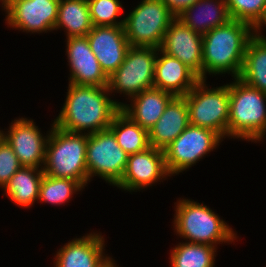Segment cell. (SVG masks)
Segmentation results:
<instances>
[{"label":"cell","instance_id":"obj_1","mask_svg":"<svg viewBox=\"0 0 266 267\" xmlns=\"http://www.w3.org/2000/svg\"><path fill=\"white\" fill-rule=\"evenodd\" d=\"M111 96L108 87L68 83L65 102L53 123L73 133L92 134L109 129L123 105Z\"/></svg>","mask_w":266,"mask_h":267},{"label":"cell","instance_id":"obj_2","mask_svg":"<svg viewBox=\"0 0 266 267\" xmlns=\"http://www.w3.org/2000/svg\"><path fill=\"white\" fill-rule=\"evenodd\" d=\"M254 36V29L246 22L231 19L203 35L202 80L206 75L230 74L240 76L246 47ZM217 74V75H216Z\"/></svg>","mask_w":266,"mask_h":267},{"label":"cell","instance_id":"obj_3","mask_svg":"<svg viewBox=\"0 0 266 267\" xmlns=\"http://www.w3.org/2000/svg\"><path fill=\"white\" fill-rule=\"evenodd\" d=\"M174 207L173 230L186 242L217 247L238 239L233 228L204 203L183 197Z\"/></svg>","mask_w":266,"mask_h":267},{"label":"cell","instance_id":"obj_4","mask_svg":"<svg viewBox=\"0 0 266 267\" xmlns=\"http://www.w3.org/2000/svg\"><path fill=\"white\" fill-rule=\"evenodd\" d=\"M229 82L228 138L257 143L266 134V93L239 78Z\"/></svg>","mask_w":266,"mask_h":267},{"label":"cell","instance_id":"obj_5","mask_svg":"<svg viewBox=\"0 0 266 267\" xmlns=\"http://www.w3.org/2000/svg\"><path fill=\"white\" fill-rule=\"evenodd\" d=\"M46 145L44 174L78 181L84 188L88 185L86 148L88 134L73 133L60 129L52 123Z\"/></svg>","mask_w":266,"mask_h":267},{"label":"cell","instance_id":"obj_6","mask_svg":"<svg viewBox=\"0 0 266 267\" xmlns=\"http://www.w3.org/2000/svg\"><path fill=\"white\" fill-rule=\"evenodd\" d=\"M206 83L200 79L184 96L189 123L211 129L223 139L228 138L229 84L209 88Z\"/></svg>","mask_w":266,"mask_h":267},{"label":"cell","instance_id":"obj_7","mask_svg":"<svg viewBox=\"0 0 266 267\" xmlns=\"http://www.w3.org/2000/svg\"><path fill=\"white\" fill-rule=\"evenodd\" d=\"M124 17L130 46L160 48L165 32L176 16L162 0H141Z\"/></svg>","mask_w":266,"mask_h":267},{"label":"cell","instance_id":"obj_8","mask_svg":"<svg viewBox=\"0 0 266 267\" xmlns=\"http://www.w3.org/2000/svg\"><path fill=\"white\" fill-rule=\"evenodd\" d=\"M157 52L155 47L130 46L123 63L109 76L110 94L120 93L129 100L153 88Z\"/></svg>","mask_w":266,"mask_h":267},{"label":"cell","instance_id":"obj_9","mask_svg":"<svg viewBox=\"0 0 266 267\" xmlns=\"http://www.w3.org/2000/svg\"><path fill=\"white\" fill-rule=\"evenodd\" d=\"M223 138L215 131L188 125L185 130L171 142L164 152L166 167L171 176L178 175L196 165L218 148Z\"/></svg>","mask_w":266,"mask_h":267},{"label":"cell","instance_id":"obj_10","mask_svg":"<svg viewBox=\"0 0 266 267\" xmlns=\"http://www.w3.org/2000/svg\"><path fill=\"white\" fill-rule=\"evenodd\" d=\"M128 154L119 146L110 129L88 134L86 167L88 182L97 176L116 186L123 178Z\"/></svg>","mask_w":266,"mask_h":267},{"label":"cell","instance_id":"obj_11","mask_svg":"<svg viewBox=\"0 0 266 267\" xmlns=\"http://www.w3.org/2000/svg\"><path fill=\"white\" fill-rule=\"evenodd\" d=\"M60 0L0 1L8 27L26 33L53 32Z\"/></svg>","mask_w":266,"mask_h":267},{"label":"cell","instance_id":"obj_12","mask_svg":"<svg viewBox=\"0 0 266 267\" xmlns=\"http://www.w3.org/2000/svg\"><path fill=\"white\" fill-rule=\"evenodd\" d=\"M3 131V138L14 150L22 167L41 168L45 162L46 145L50 130L45 134L32 118H16Z\"/></svg>","mask_w":266,"mask_h":267},{"label":"cell","instance_id":"obj_13","mask_svg":"<svg viewBox=\"0 0 266 267\" xmlns=\"http://www.w3.org/2000/svg\"><path fill=\"white\" fill-rule=\"evenodd\" d=\"M172 177L167 170L163 150L152 146L144 151L128 155L123 178L115 186L118 189L137 192Z\"/></svg>","mask_w":266,"mask_h":267},{"label":"cell","instance_id":"obj_14","mask_svg":"<svg viewBox=\"0 0 266 267\" xmlns=\"http://www.w3.org/2000/svg\"><path fill=\"white\" fill-rule=\"evenodd\" d=\"M66 40V56L70 68L69 83L108 87L109 77L101 69L87 36H73Z\"/></svg>","mask_w":266,"mask_h":267},{"label":"cell","instance_id":"obj_15","mask_svg":"<svg viewBox=\"0 0 266 267\" xmlns=\"http://www.w3.org/2000/svg\"><path fill=\"white\" fill-rule=\"evenodd\" d=\"M203 36L175 18L166 30L160 50L179 59L202 80Z\"/></svg>","mask_w":266,"mask_h":267},{"label":"cell","instance_id":"obj_16","mask_svg":"<svg viewBox=\"0 0 266 267\" xmlns=\"http://www.w3.org/2000/svg\"><path fill=\"white\" fill-rule=\"evenodd\" d=\"M86 36L101 69L109 77L123 63L130 47L124 26H93Z\"/></svg>","mask_w":266,"mask_h":267},{"label":"cell","instance_id":"obj_17","mask_svg":"<svg viewBox=\"0 0 266 267\" xmlns=\"http://www.w3.org/2000/svg\"><path fill=\"white\" fill-rule=\"evenodd\" d=\"M105 237L100 232H89L74 238L57 250L54 267H98L108 257Z\"/></svg>","mask_w":266,"mask_h":267},{"label":"cell","instance_id":"obj_18","mask_svg":"<svg viewBox=\"0 0 266 267\" xmlns=\"http://www.w3.org/2000/svg\"><path fill=\"white\" fill-rule=\"evenodd\" d=\"M199 80V77L179 59L158 49L154 88L169 92L174 96H185Z\"/></svg>","mask_w":266,"mask_h":267},{"label":"cell","instance_id":"obj_19","mask_svg":"<svg viewBox=\"0 0 266 267\" xmlns=\"http://www.w3.org/2000/svg\"><path fill=\"white\" fill-rule=\"evenodd\" d=\"M188 107L184 96H175L162 116L148 131L150 146L165 150L189 125Z\"/></svg>","mask_w":266,"mask_h":267},{"label":"cell","instance_id":"obj_20","mask_svg":"<svg viewBox=\"0 0 266 267\" xmlns=\"http://www.w3.org/2000/svg\"><path fill=\"white\" fill-rule=\"evenodd\" d=\"M175 96L157 88H150L123 103L121 110L143 129L149 131L162 116L166 106Z\"/></svg>","mask_w":266,"mask_h":267},{"label":"cell","instance_id":"obj_21","mask_svg":"<svg viewBox=\"0 0 266 267\" xmlns=\"http://www.w3.org/2000/svg\"><path fill=\"white\" fill-rule=\"evenodd\" d=\"M176 18L202 36L231 20L225 0H198Z\"/></svg>","mask_w":266,"mask_h":267},{"label":"cell","instance_id":"obj_22","mask_svg":"<svg viewBox=\"0 0 266 267\" xmlns=\"http://www.w3.org/2000/svg\"><path fill=\"white\" fill-rule=\"evenodd\" d=\"M44 172L41 168L21 167L2 189L12 203L30 208L39 199Z\"/></svg>","mask_w":266,"mask_h":267},{"label":"cell","instance_id":"obj_23","mask_svg":"<svg viewBox=\"0 0 266 267\" xmlns=\"http://www.w3.org/2000/svg\"><path fill=\"white\" fill-rule=\"evenodd\" d=\"M251 87L266 93V36L254 35L248 42L238 77Z\"/></svg>","mask_w":266,"mask_h":267},{"label":"cell","instance_id":"obj_24","mask_svg":"<svg viewBox=\"0 0 266 267\" xmlns=\"http://www.w3.org/2000/svg\"><path fill=\"white\" fill-rule=\"evenodd\" d=\"M92 28L87 0H60L54 31L63 29L68 38L86 36Z\"/></svg>","mask_w":266,"mask_h":267},{"label":"cell","instance_id":"obj_25","mask_svg":"<svg viewBox=\"0 0 266 267\" xmlns=\"http://www.w3.org/2000/svg\"><path fill=\"white\" fill-rule=\"evenodd\" d=\"M109 129L119 146L128 154H135L150 147L148 131L133 121L121 109L114 115Z\"/></svg>","mask_w":266,"mask_h":267},{"label":"cell","instance_id":"obj_26","mask_svg":"<svg viewBox=\"0 0 266 267\" xmlns=\"http://www.w3.org/2000/svg\"><path fill=\"white\" fill-rule=\"evenodd\" d=\"M218 247L179 242L170 251V267H214Z\"/></svg>","mask_w":266,"mask_h":267},{"label":"cell","instance_id":"obj_27","mask_svg":"<svg viewBox=\"0 0 266 267\" xmlns=\"http://www.w3.org/2000/svg\"><path fill=\"white\" fill-rule=\"evenodd\" d=\"M83 189L85 188L78 181L44 174L40 184L38 203L62 206L71 200L72 195L79 194L77 192Z\"/></svg>","mask_w":266,"mask_h":267},{"label":"cell","instance_id":"obj_28","mask_svg":"<svg viewBox=\"0 0 266 267\" xmlns=\"http://www.w3.org/2000/svg\"><path fill=\"white\" fill-rule=\"evenodd\" d=\"M93 26H124V18L120 0H87ZM119 20V21H118Z\"/></svg>","mask_w":266,"mask_h":267},{"label":"cell","instance_id":"obj_29","mask_svg":"<svg viewBox=\"0 0 266 267\" xmlns=\"http://www.w3.org/2000/svg\"><path fill=\"white\" fill-rule=\"evenodd\" d=\"M231 19L246 22L253 28L262 19L266 0H225Z\"/></svg>","mask_w":266,"mask_h":267},{"label":"cell","instance_id":"obj_30","mask_svg":"<svg viewBox=\"0 0 266 267\" xmlns=\"http://www.w3.org/2000/svg\"><path fill=\"white\" fill-rule=\"evenodd\" d=\"M21 167V163L14 150L3 138L0 141V188L3 189Z\"/></svg>","mask_w":266,"mask_h":267},{"label":"cell","instance_id":"obj_31","mask_svg":"<svg viewBox=\"0 0 266 267\" xmlns=\"http://www.w3.org/2000/svg\"><path fill=\"white\" fill-rule=\"evenodd\" d=\"M169 8V10L178 16L184 9L191 6L198 0H162Z\"/></svg>","mask_w":266,"mask_h":267},{"label":"cell","instance_id":"obj_32","mask_svg":"<svg viewBox=\"0 0 266 267\" xmlns=\"http://www.w3.org/2000/svg\"><path fill=\"white\" fill-rule=\"evenodd\" d=\"M266 28V10L265 13L262 17V19L256 24V26L253 28L254 29V35H262V30Z\"/></svg>","mask_w":266,"mask_h":267},{"label":"cell","instance_id":"obj_33","mask_svg":"<svg viewBox=\"0 0 266 267\" xmlns=\"http://www.w3.org/2000/svg\"><path fill=\"white\" fill-rule=\"evenodd\" d=\"M117 263H115V260L112 257H108L102 264H100L98 267H118Z\"/></svg>","mask_w":266,"mask_h":267},{"label":"cell","instance_id":"obj_34","mask_svg":"<svg viewBox=\"0 0 266 267\" xmlns=\"http://www.w3.org/2000/svg\"><path fill=\"white\" fill-rule=\"evenodd\" d=\"M3 131H4V130H1V129H0V141L3 139Z\"/></svg>","mask_w":266,"mask_h":267},{"label":"cell","instance_id":"obj_35","mask_svg":"<svg viewBox=\"0 0 266 267\" xmlns=\"http://www.w3.org/2000/svg\"><path fill=\"white\" fill-rule=\"evenodd\" d=\"M266 138V134L258 141V142H263V140Z\"/></svg>","mask_w":266,"mask_h":267},{"label":"cell","instance_id":"obj_36","mask_svg":"<svg viewBox=\"0 0 266 267\" xmlns=\"http://www.w3.org/2000/svg\"><path fill=\"white\" fill-rule=\"evenodd\" d=\"M0 1H20V0H0Z\"/></svg>","mask_w":266,"mask_h":267}]
</instances>
